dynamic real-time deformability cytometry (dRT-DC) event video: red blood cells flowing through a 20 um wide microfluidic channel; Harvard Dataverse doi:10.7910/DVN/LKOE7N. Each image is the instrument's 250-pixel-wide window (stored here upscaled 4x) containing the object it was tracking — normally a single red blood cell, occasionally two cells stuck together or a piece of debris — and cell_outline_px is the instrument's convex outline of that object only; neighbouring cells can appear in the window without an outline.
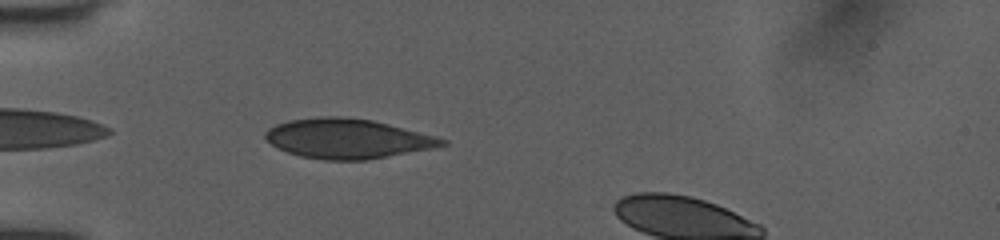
{"species": "human", "species_latin": "Homo sapiens", "temperature_condition": "room temperature", "stored_images_in_passage": 34, "camera_frame_rate_fps": 3000, "um_per_image_px": 0.085, "donor": {"sex": "female"}, "frame": {"image": 1, "passage_image": 2, "time_ms": 0.333, "image_size_px": [1000, 240], "cell_outline_px": [[448, 144], [368, 160], [324, 160], [300, 156], [288, 152], [272, 144], [264, 136], [264, 132], [268, 128], [276, 124], [288, 120], [316, 116], [340, 116], [372, 120], [436, 136], [448, 140]], "centroid_in_image_um": [29.49, 11.77], "position_along_channel_um": 55.5, "area_um2": 40.63}}
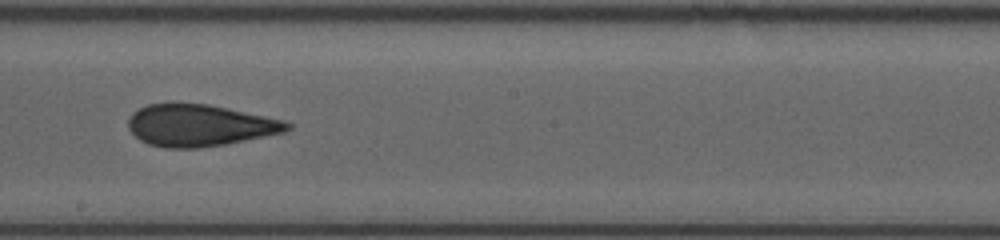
{"frame": {"image": 2, "passage_image": 16, "time_ms": 5.0, "image_size_px": [1000, 240], "cell_outline_px": [[292, 128], [284, 132], [224, 144], [200, 148], [164, 148], [148, 144], [140, 140], [128, 128], [128, 120], [132, 112], [148, 104], [208, 104], [284, 120], [292, 124]], "centroid_in_image_um": [16.95, 10.67], "position_along_channel_um": 231.2, "area_um2": 38.38}}
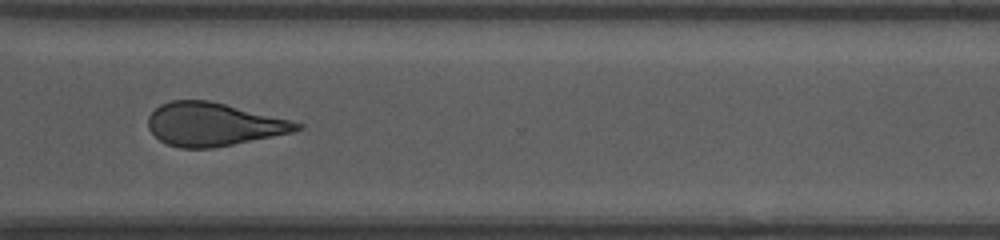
{"frame": {"image": 3, "passage_image": 25, "time_ms": 8.0, "image_size_px": [1000, 240], "cell_outline_px": [[304, 128], [292, 132], [212, 148], [180, 148], [168, 144], [160, 140], [148, 128], [148, 116], [160, 104], [172, 100], [208, 100], [292, 120], [304, 124]], "centroid_in_image_um": [18.14, 10.56], "position_along_channel_um": 352.5, "area_um2": 37.17}}